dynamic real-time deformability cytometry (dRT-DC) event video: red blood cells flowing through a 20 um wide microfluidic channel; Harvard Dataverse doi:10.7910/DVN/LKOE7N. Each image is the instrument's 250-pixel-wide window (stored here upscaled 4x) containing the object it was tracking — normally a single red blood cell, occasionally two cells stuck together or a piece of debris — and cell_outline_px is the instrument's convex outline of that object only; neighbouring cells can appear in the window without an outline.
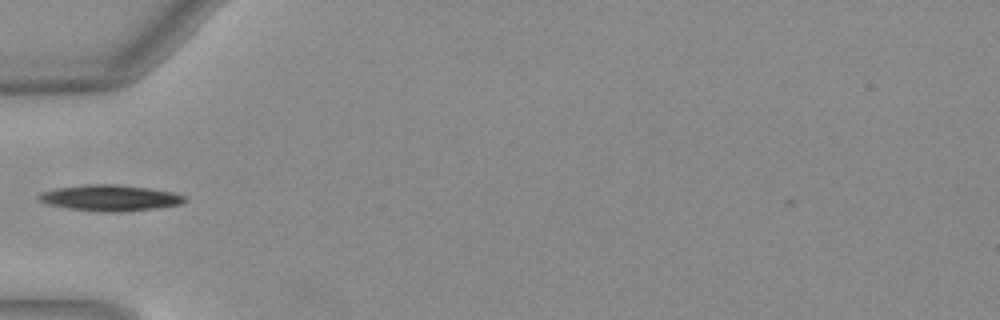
{"species": "Egyptian fruit bat (a non-hibernating species)", "species_latin": "Rousettus aegyptiacus", "temperature_condition": "warm", "stored_images_in_passage": 35, "camera_frame_rate_fps": 3000, "um_per_image_px": 0.085, "animal": {"sex": "female"}, "frame": {"image": 1, "passage_image": 2, "time_ms": 0.333, "image_size_px": [1000, 320], "cell_outline_px": [[188, 200], [180, 204], [156, 208], [120, 212], [108, 212], [68, 208], [48, 204], [40, 200], [40, 196], [44, 192], [56, 188], [84, 184], [116, 184], [148, 188], [172, 192], [188, 196]], "centroid_in_image_um": [9.43, 16.81], "position_along_channel_um": 75.6, "area_um2": 21.91}}
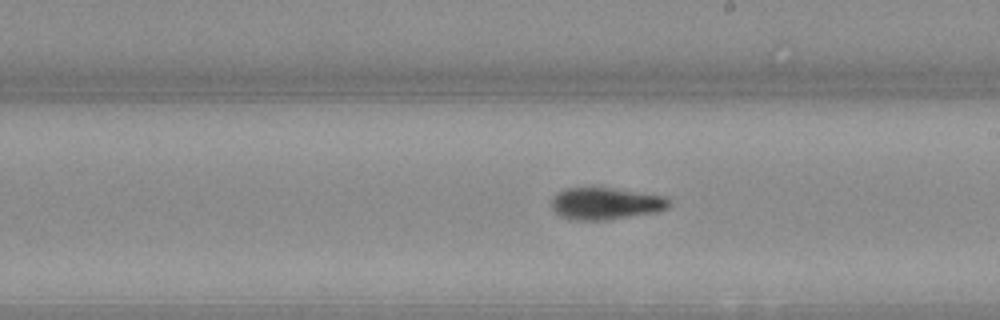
{"frame": {"image": 2, "passage_image": 14, "time_ms": 4.333, "image_size_px": [1000, 320], "cell_outline_px": [[668, 208], [656, 212], [604, 220], [576, 220], [560, 216], [552, 208], [552, 200], [556, 192], [564, 188], [588, 184], [664, 196], [668, 200]], "centroid_in_image_um": [51.39, 17.25], "position_along_channel_um": 237.6, "area_um2": 22.37}}
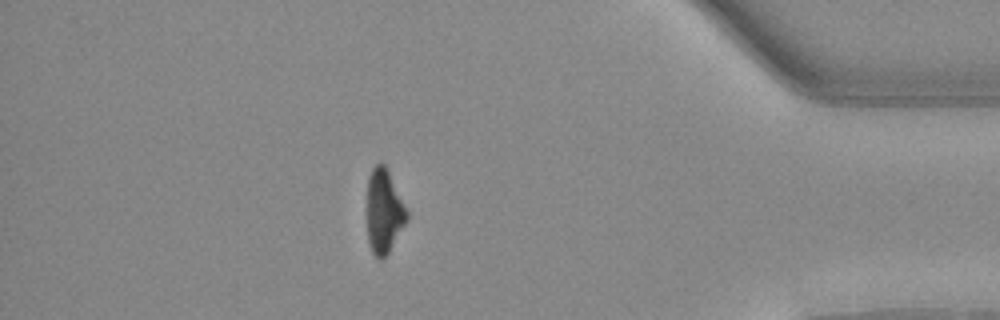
{"frame": {"image": 3, "passage_image": 29, "time_ms": 9.333, "image_size_px": [1000, 320], "cell_outline_px": [[408, 220], [388, 252], [380, 260], [372, 252], [368, 240], [368, 176], [372, 168], [376, 164], [384, 164], [388, 168], [408, 208]], "centroid_in_image_um": [32.67, 17.91], "position_along_channel_um": 402.5, "area_um2": 19.59}, "authors_computed_cell_mechanics": {"area_um2": 21.097, "velocity_mm_per_s": 4.0472, "shape_relaxation_time_tau1_ms": 3.1158, "shape_relaxation_time_tau2_ms": 3.6075, "deformation_change_tau1": 0.1673, "deformation_change_tau2": 0.1005}}